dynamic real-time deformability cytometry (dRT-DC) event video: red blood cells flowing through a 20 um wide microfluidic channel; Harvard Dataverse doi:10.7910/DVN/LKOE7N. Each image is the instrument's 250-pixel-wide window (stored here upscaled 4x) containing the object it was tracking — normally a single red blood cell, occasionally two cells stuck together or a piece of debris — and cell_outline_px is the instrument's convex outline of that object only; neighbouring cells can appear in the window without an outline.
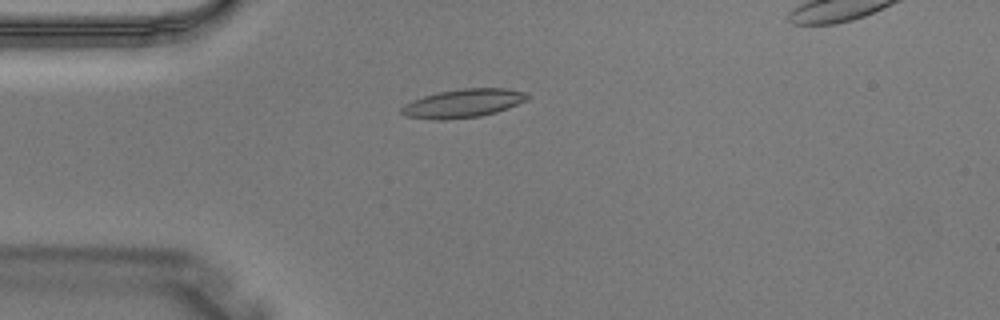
{"species": "Egyptian fruit bat (a non-hibernating species)", "species_latin": "Rousettus aegyptiacus", "temperature_condition": "warm", "stored_images_in_passage": 3, "camera_frame_rate_fps": 3000, "um_per_image_px": 0.085, "animal": {"sex": "male"}, "frame": {"image": 1, "passage_image": 3, "time_ms": 0.667, "image_size_px": [1000, 320], "cell_outline_px": [[528, 100], [508, 108], [496, 112], [480, 116], [444, 120], [432, 120], [404, 116], [400, 112], [400, 108], [404, 104], [412, 100], [424, 96], [440, 92], [464, 88], [508, 88], [524, 92], [528, 96]], "centroid_in_image_um": [39.34, 8.79], "position_along_channel_um": 45.7, "area_um2": 20.98}}